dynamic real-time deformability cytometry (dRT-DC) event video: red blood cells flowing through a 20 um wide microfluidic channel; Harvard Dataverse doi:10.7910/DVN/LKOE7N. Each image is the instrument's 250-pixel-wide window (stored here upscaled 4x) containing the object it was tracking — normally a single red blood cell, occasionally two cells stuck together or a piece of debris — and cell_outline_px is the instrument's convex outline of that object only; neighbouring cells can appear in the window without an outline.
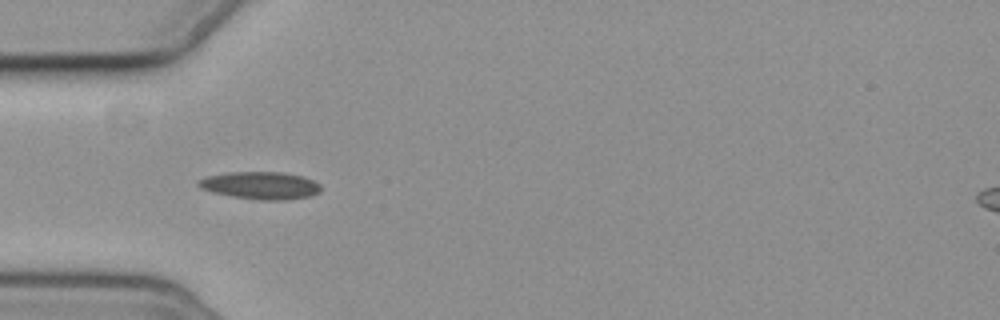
{"species": "common noctule bat (a hibernating species)", "species_latin": "Nyctalus noctula", "temperature_condition": "cold", "stored_images_in_passage": 4, "camera_frame_rate_fps": 3000, "um_per_image_px": 0.085, "animal": {"sex": "female", "body_mass_g": 19.3, "forearm_length_mm": 54.1}, "frame": {"image": 1, "passage_image": 3, "time_ms": 2.333, "image_size_px": [1000, 320], "cell_outline_px": [[320, 192], [312, 196], [284, 200], [256, 200], [232, 196], [212, 192], [200, 188], [196, 184], [196, 180], [208, 176], [228, 172], [284, 172], [304, 176], [320, 184]], "centroid_in_image_um": [22.14, 15.76], "position_along_channel_um": 62.9, "area_um2": 19.83}}
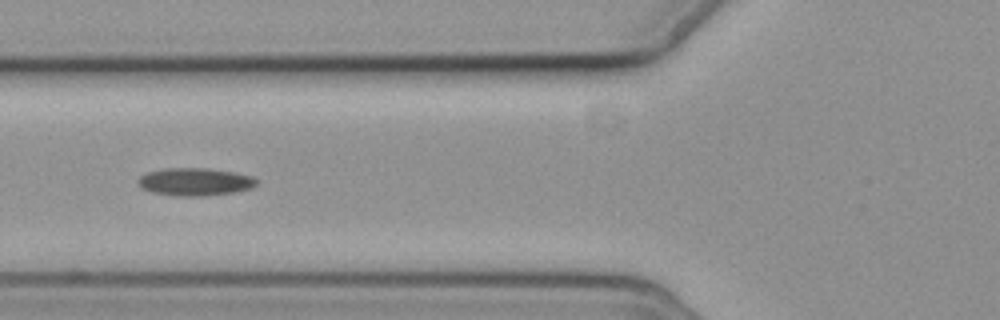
{"frame": {"image": 2, "passage_image": 4, "time_ms": 3.667, "image_size_px": [1000, 320], "cell_outline_px": [[256, 184], [252, 188], [232, 192], [208, 196], [176, 196], [152, 192], [140, 188], [136, 184], [136, 180], [140, 176], [148, 172], [164, 168], [208, 168], [236, 172], [252, 176], [256, 180]], "centroid_in_image_um": [16.53, 15.45], "position_along_channel_um": 109.3, "area_um2": 19.36}}